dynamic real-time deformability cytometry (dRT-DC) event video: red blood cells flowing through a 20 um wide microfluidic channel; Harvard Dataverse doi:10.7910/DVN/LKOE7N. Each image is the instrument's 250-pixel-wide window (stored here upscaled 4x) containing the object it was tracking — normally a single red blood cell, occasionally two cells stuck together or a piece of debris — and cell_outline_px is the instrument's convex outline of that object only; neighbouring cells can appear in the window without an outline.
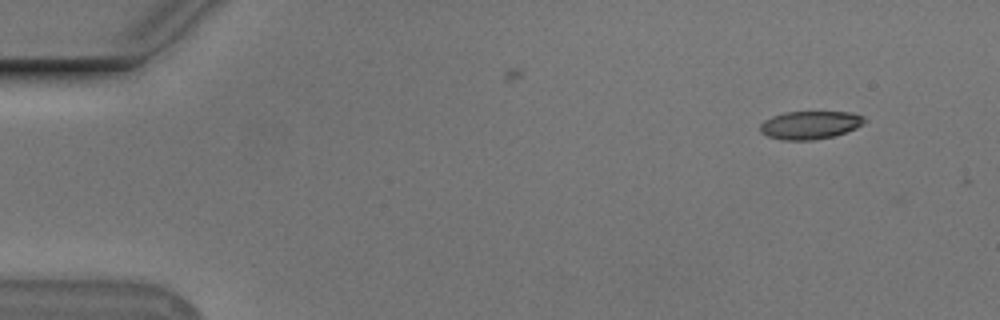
{"species": "Egyptian fruit bat (a non-hibernating species)", "species_latin": "Rousettus aegyptiacus", "temperature_condition": "cold", "stored_images_in_passage": 6, "camera_frame_rate_fps": 3000, "um_per_image_px": 0.085, "animal": {"sex": "male"}, "frame": {"image": 1, "passage_image": 1, "time_ms": 0.0, "image_size_px": [1000, 320], "cell_outline_px": [[864, 124], [856, 128], [832, 136], [812, 140], [784, 140], [768, 136], [760, 132], [760, 124], [764, 120], [772, 116], [784, 112], [848, 112], [864, 116]], "centroid_in_image_um": [68.82, 10.62], "position_along_channel_um": 16.2, "area_um2": 16.94}}